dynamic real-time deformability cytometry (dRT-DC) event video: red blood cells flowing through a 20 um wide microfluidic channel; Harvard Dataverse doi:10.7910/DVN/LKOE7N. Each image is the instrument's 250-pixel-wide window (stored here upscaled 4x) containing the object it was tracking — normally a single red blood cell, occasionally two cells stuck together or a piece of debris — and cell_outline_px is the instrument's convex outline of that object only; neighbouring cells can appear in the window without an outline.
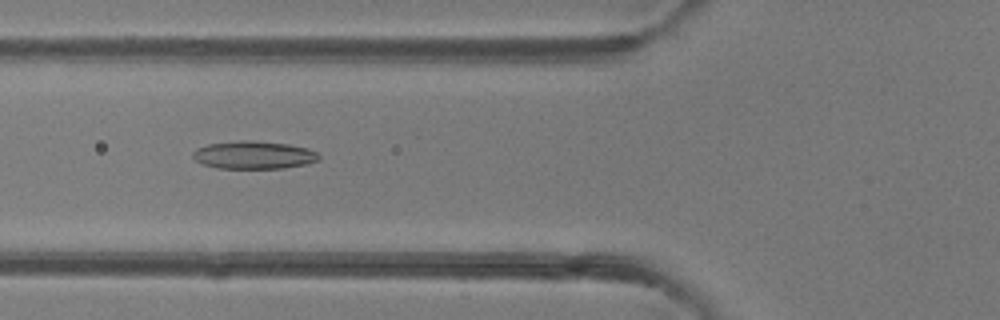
{"species": "common noctule bat (a hibernating species)", "species_latin": "Nyctalus noctula", "temperature_condition": "room temperature", "stored_images_in_passage": 49, "camera_frame_rate_fps": 3000, "um_per_image_px": 0.085, "animal": {"sex": "female"}, "frame": {"image": 1, "passage_image": 19, "time_ms": 6.0, "image_size_px": [1000, 320], "cell_outline_px": [[320, 160], [304, 164], [284, 168], [216, 168], [204, 164], [196, 160], [192, 156], [192, 152], [196, 148], [208, 144], [240, 140], [252, 140], [288, 144], [308, 148], [316, 152], [320, 156]], "centroid_in_image_um": [21.56, 13.17], "position_along_channel_um": 104.2, "area_um2": 20.46}}
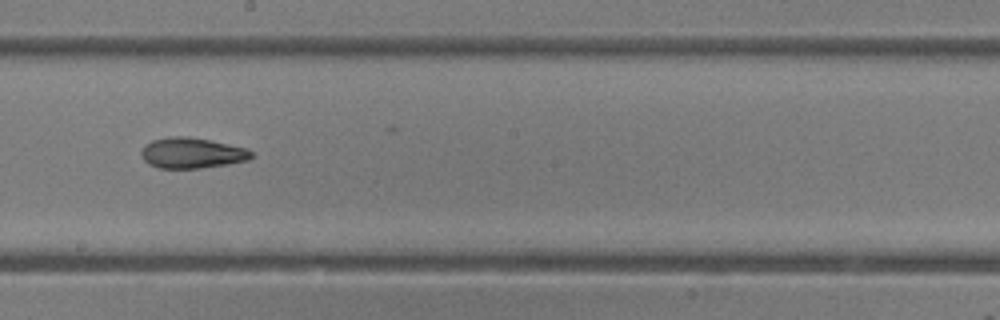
{"frame": {"image": 2, "passage_image": 28, "time_ms": 9.0, "image_size_px": [1000, 320], "cell_outline_px": [[252, 156], [248, 160], [228, 164], [200, 168], [160, 168], [148, 164], [144, 160], [140, 152], [144, 144], [152, 140], [168, 136], [188, 136], [248, 148], [252, 152]], "centroid_in_image_um": [16.28, 13.0], "position_along_channel_um": 231.9, "area_um2": 19.71}}
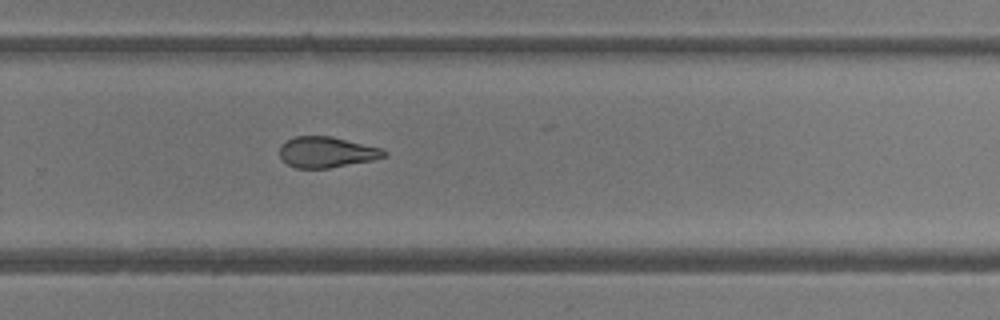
{"frame": {"image": 3, "passage_image": 33, "time_ms": 10.667, "image_size_px": [1000, 320], "cell_outline_px": [[388, 152], [384, 156], [372, 160], [328, 168], [296, 168], [288, 164], [280, 156], [280, 144], [296, 136], [332, 136], [380, 148]], "centroid_in_image_um": [27.74, 12.93], "position_along_channel_um": 302.1, "area_um2": 18.5}, "authors_computed_cell_mechanics": {"area_um2": 20.9236, "velocity_mm_per_s": 4.2394, "shape_relaxation_time_tau1_ms": null, "shape_relaxation_time_tau2_ms": 3.1019, "deformation_change_tau1": null, "deformation_change_tau2": 0.1068}}